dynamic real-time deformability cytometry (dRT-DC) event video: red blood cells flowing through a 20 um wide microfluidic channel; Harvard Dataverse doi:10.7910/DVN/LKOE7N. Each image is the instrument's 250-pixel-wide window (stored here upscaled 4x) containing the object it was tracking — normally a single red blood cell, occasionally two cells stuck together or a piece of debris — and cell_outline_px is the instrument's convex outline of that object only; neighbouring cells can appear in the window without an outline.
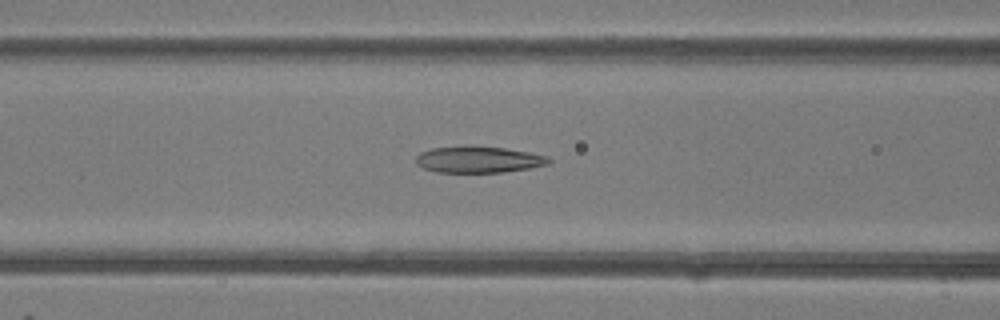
{"species": "common noctule bat (a hibernating species)", "species_latin": "Nyctalus noctula", "temperature_condition": "room temperature", "stored_images_in_passage": 34, "camera_frame_rate_fps": 3000, "um_per_image_px": 0.085, "animal": {"sex": "female"}, "frame": {"image": 1, "passage_image": 6, "time_ms": 1.667, "image_size_px": [1000, 320], "cell_outline_px": [[552, 160], [548, 164], [528, 168], [504, 172], [436, 172], [424, 168], [416, 164], [416, 156], [420, 152], [432, 148], [504, 148], [528, 152], [548, 156]], "centroid_in_image_um": [40.69, 13.59], "position_along_channel_um": 125.9, "area_um2": 19.71}}
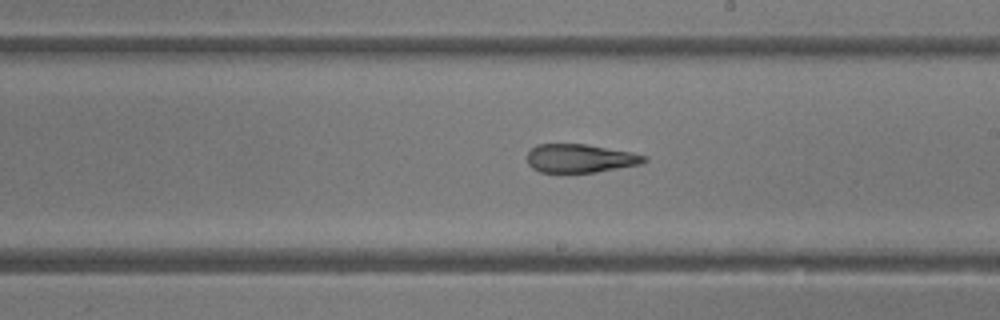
{"frame": {"image": 2, "passage_image": 14, "time_ms": 4.333, "image_size_px": [1000, 320], "cell_outline_px": [[648, 160], [640, 164], [596, 172], [540, 172], [532, 168], [528, 164], [528, 152], [536, 144], [584, 144], [632, 152], [648, 156]], "centroid_in_image_um": [49.32, 13.46], "position_along_channel_um": 239.7, "area_um2": 19.36}}
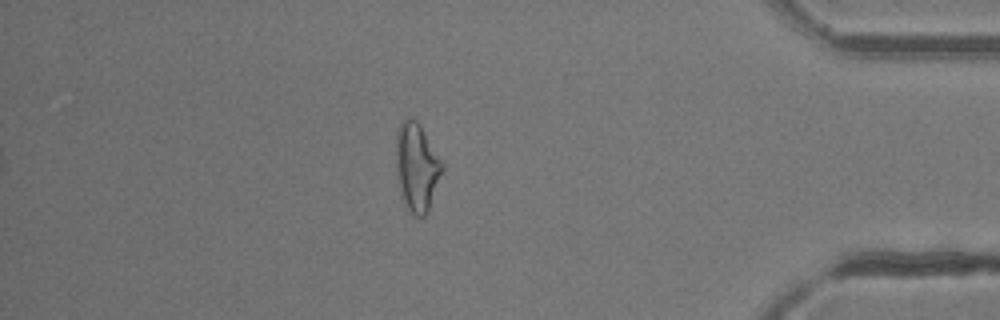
{"frame": {"image": 3, "passage_image": 28, "time_ms": 9.0, "image_size_px": [1000, 320], "cell_outline_px": [[444, 168], [428, 212], [424, 216], [416, 216], [404, 204], [396, 172], [396, 132], [404, 116], [408, 116], [416, 120], [420, 124], [444, 164]], "centroid_in_image_um": [35.43, 14.16], "position_along_channel_um": 399.8, "area_um2": 23.87}, "authors_computed_cell_mechanics": {"area_um2": 21.1548, "velocity_mm_per_s": 4.2575, "shape_relaxation_time_tau1_ms": null, "shape_relaxation_time_tau2_ms": 1.4172, "deformation_change_tau1": null, "deformation_change_tau2": 0.1082}}